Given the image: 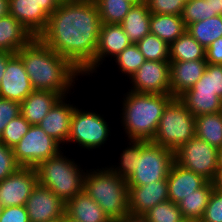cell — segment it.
Here are the masks:
<instances>
[{"instance_id": "cell-29", "label": "cell", "mask_w": 222, "mask_h": 222, "mask_svg": "<svg viewBox=\"0 0 222 222\" xmlns=\"http://www.w3.org/2000/svg\"><path fill=\"white\" fill-rule=\"evenodd\" d=\"M187 32L206 50L215 40L222 37V15L189 24Z\"/></svg>"}, {"instance_id": "cell-52", "label": "cell", "mask_w": 222, "mask_h": 222, "mask_svg": "<svg viewBox=\"0 0 222 222\" xmlns=\"http://www.w3.org/2000/svg\"><path fill=\"white\" fill-rule=\"evenodd\" d=\"M48 222H64V215L59 217V218H56V219H53V220H50Z\"/></svg>"}, {"instance_id": "cell-43", "label": "cell", "mask_w": 222, "mask_h": 222, "mask_svg": "<svg viewBox=\"0 0 222 222\" xmlns=\"http://www.w3.org/2000/svg\"><path fill=\"white\" fill-rule=\"evenodd\" d=\"M0 222H30L25 206L4 207Z\"/></svg>"}, {"instance_id": "cell-22", "label": "cell", "mask_w": 222, "mask_h": 222, "mask_svg": "<svg viewBox=\"0 0 222 222\" xmlns=\"http://www.w3.org/2000/svg\"><path fill=\"white\" fill-rule=\"evenodd\" d=\"M33 38L29 30L12 15L0 18V51L16 54Z\"/></svg>"}, {"instance_id": "cell-13", "label": "cell", "mask_w": 222, "mask_h": 222, "mask_svg": "<svg viewBox=\"0 0 222 222\" xmlns=\"http://www.w3.org/2000/svg\"><path fill=\"white\" fill-rule=\"evenodd\" d=\"M33 91L34 88L20 56L17 53L12 54L8 58L6 70L0 83V98L21 104Z\"/></svg>"}, {"instance_id": "cell-24", "label": "cell", "mask_w": 222, "mask_h": 222, "mask_svg": "<svg viewBox=\"0 0 222 222\" xmlns=\"http://www.w3.org/2000/svg\"><path fill=\"white\" fill-rule=\"evenodd\" d=\"M151 12L146 3L134 4L120 23L132 44H136L150 33Z\"/></svg>"}, {"instance_id": "cell-18", "label": "cell", "mask_w": 222, "mask_h": 222, "mask_svg": "<svg viewBox=\"0 0 222 222\" xmlns=\"http://www.w3.org/2000/svg\"><path fill=\"white\" fill-rule=\"evenodd\" d=\"M131 44L120 24L102 23L95 54V73L99 65L101 66L105 60V57L111 56V59L112 57L115 59Z\"/></svg>"}, {"instance_id": "cell-42", "label": "cell", "mask_w": 222, "mask_h": 222, "mask_svg": "<svg viewBox=\"0 0 222 222\" xmlns=\"http://www.w3.org/2000/svg\"><path fill=\"white\" fill-rule=\"evenodd\" d=\"M20 114V103L0 98V135L5 129V126Z\"/></svg>"}, {"instance_id": "cell-45", "label": "cell", "mask_w": 222, "mask_h": 222, "mask_svg": "<svg viewBox=\"0 0 222 222\" xmlns=\"http://www.w3.org/2000/svg\"><path fill=\"white\" fill-rule=\"evenodd\" d=\"M38 6H41L43 11L50 16L60 5L59 0H34Z\"/></svg>"}, {"instance_id": "cell-25", "label": "cell", "mask_w": 222, "mask_h": 222, "mask_svg": "<svg viewBox=\"0 0 222 222\" xmlns=\"http://www.w3.org/2000/svg\"><path fill=\"white\" fill-rule=\"evenodd\" d=\"M150 33L171 45L187 27L181 15L151 13Z\"/></svg>"}, {"instance_id": "cell-56", "label": "cell", "mask_w": 222, "mask_h": 222, "mask_svg": "<svg viewBox=\"0 0 222 222\" xmlns=\"http://www.w3.org/2000/svg\"><path fill=\"white\" fill-rule=\"evenodd\" d=\"M60 2L73 1V0H59Z\"/></svg>"}, {"instance_id": "cell-23", "label": "cell", "mask_w": 222, "mask_h": 222, "mask_svg": "<svg viewBox=\"0 0 222 222\" xmlns=\"http://www.w3.org/2000/svg\"><path fill=\"white\" fill-rule=\"evenodd\" d=\"M65 213L78 222H112L100 205L83 190L66 203Z\"/></svg>"}, {"instance_id": "cell-28", "label": "cell", "mask_w": 222, "mask_h": 222, "mask_svg": "<svg viewBox=\"0 0 222 222\" xmlns=\"http://www.w3.org/2000/svg\"><path fill=\"white\" fill-rule=\"evenodd\" d=\"M205 48L187 31L170 45V61L205 60Z\"/></svg>"}, {"instance_id": "cell-26", "label": "cell", "mask_w": 222, "mask_h": 222, "mask_svg": "<svg viewBox=\"0 0 222 222\" xmlns=\"http://www.w3.org/2000/svg\"><path fill=\"white\" fill-rule=\"evenodd\" d=\"M213 190V183L207 181L202 187L195 190L193 194L184 197L181 202L178 203L183 218L192 222H200L204 216Z\"/></svg>"}, {"instance_id": "cell-53", "label": "cell", "mask_w": 222, "mask_h": 222, "mask_svg": "<svg viewBox=\"0 0 222 222\" xmlns=\"http://www.w3.org/2000/svg\"><path fill=\"white\" fill-rule=\"evenodd\" d=\"M64 222H78V221H75V220L71 219V218L68 217V216L66 215V213H65V214H64Z\"/></svg>"}, {"instance_id": "cell-51", "label": "cell", "mask_w": 222, "mask_h": 222, "mask_svg": "<svg viewBox=\"0 0 222 222\" xmlns=\"http://www.w3.org/2000/svg\"><path fill=\"white\" fill-rule=\"evenodd\" d=\"M219 169H222V148L219 149Z\"/></svg>"}, {"instance_id": "cell-41", "label": "cell", "mask_w": 222, "mask_h": 222, "mask_svg": "<svg viewBox=\"0 0 222 222\" xmlns=\"http://www.w3.org/2000/svg\"><path fill=\"white\" fill-rule=\"evenodd\" d=\"M200 222H222V193L213 190Z\"/></svg>"}, {"instance_id": "cell-5", "label": "cell", "mask_w": 222, "mask_h": 222, "mask_svg": "<svg viewBox=\"0 0 222 222\" xmlns=\"http://www.w3.org/2000/svg\"><path fill=\"white\" fill-rule=\"evenodd\" d=\"M60 151L36 167L38 184L50 189L65 204L83 190L86 169Z\"/></svg>"}, {"instance_id": "cell-8", "label": "cell", "mask_w": 222, "mask_h": 222, "mask_svg": "<svg viewBox=\"0 0 222 222\" xmlns=\"http://www.w3.org/2000/svg\"><path fill=\"white\" fill-rule=\"evenodd\" d=\"M175 163L213 181L219 170V149L194 136L174 152Z\"/></svg>"}, {"instance_id": "cell-49", "label": "cell", "mask_w": 222, "mask_h": 222, "mask_svg": "<svg viewBox=\"0 0 222 222\" xmlns=\"http://www.w3.org/2000/svg\"><path fill=\"white\" fill-rule=\"evenodd\" d=\"M212 13L222 15V0H211Z\"/></svg>"}, {"instance_id": "cell-19", "label": "cell", "mask_w": 222, "mask_h": 222, "mask_svg": "<svg viewBox=\"0 0 222 222\" xmlns=\"http://www.w3.org/2000/svg\"><path fill=\"white\" fill-rule=\"evenodd\" d=\"M206 182L207 180L201 175L184 169L174 162L167 177L169 200L178 204Z\"/></svg>"}, {"instance_id": "cell-35", "label": "cell", "mask_w": 222, "mask_h": 222, "mask_svg": "<svg viewBox=\"0 0 222 222\" xmlns=\"http://www.w3.org/2000/svg\"><path fill=\"white\" fill-rule=\"evenodd\" d=\"M148 222H184L178 204L170 200L158 203L143 214Z\"/></svg>"}, {"instance_id": "cell-44", "label": "cell", "mask_w": 222, "mask_h": 222, "mask_svg": "<svg viewBox=\"0 0 222 222\" xmlns=\"http://www.w3.org/2000/svg\"><path fill=\"white\" fill-rule=\"evenodd\" d=\"M205 60L207 64L222 65V37L215 40L206 49Z\"/></svg>"}, {"instance_id": "cell-1", "label": "cell", "mask_w": 222, "mask_h": 222, "mask_svg": "<svg viewBox=\"0 0 222 222\" xmlns=\"http://www.w3.org/2000/svg\"><path fill=\"white\" fill-rule=\"evenodd\" d=\"M101 18L94 0L61 2L38 36L58 55L68 59L82 76L95 72Z\"/></svg>"}, {"instance_id": "cell-4", "label": "cell", "mask_w": 222, "mask_h": 222, "mask_svg": "<svg viewBox=\"0 0 222 222\" xmlns=\"http://www.w3.org/2000/svg\"><path fill=\"white\" fill-rule=\"evenodd\" d=\"M83 191L96 201L112 222L129 212V187L126 179L108 167L86 170Z\"/></svg>"}, {"instance_id": "cell-48", "label": "cell", "mask_w": 222, "mask_h": 222, "mask_svg": "<svg viewBox=\"0 0 222 222\" xmlns=\"http://www.w3.org/2000/svg\"><path fill=\"white\" fill-rule=\"evenodd\" d=\"M214 190L222 193V169H219L216 173L215 178L212 181Z\"/></svg>"}, {"instance_id": "cell-50", "label": "cell", "mask_w": 222, "mask_h": 222, "mask_svg": "<svg viewBox=\"0 0 222 222\" xmlns=\"http://www.w3.org/2000/svg\"><path fill=\"white\" fill-rule=\"evenodd\" d=\"M8 0H0V18L9 14Z\"/></svg>"}, {"instance_id": "cell-17", "label": "cell", "mask_w": 222, "mask_h": 222, "mask_svg": "<svg viewBox=\"0 0 222 222\" xmlns=\"http://www.w3.org/2000/svg\"><path fill=\"white\" fill-rule=\"evenodd\" d=\"M206 60L170 61V94L179 98L197 83L206 70Z\"/></svg>"}, {"instance_id": "cell-30", "label": "cell", "mask_w": 222, "mask_h": 222, "mask_svg": "<svg viewBox=\"0 0 222 222\" xmlns=\"http://www.w3.org/2000/svg\"><path fill=\"white\" fill-rule=\"evenodd\" d=\"M179 99L195 116L214 114L222 111V99L217 95L206 93H184Z\"/></svg>"}, {"instance_id": "cell-31", "label": "cell", "mask_w": 222, "mask_h": 222, "mask_svg": "<svg viewBox=\"0 0 222 222\" xmlns=\"http://www.w3.org/2000/svg\"><path fill=\"white\" fill-rule=\"evenodd\" d=\"M185 93H206L222 99V65L207 64L200 80Z\"/></svg>"}, {"instance_id": "cell-38", "label": "cell", "mask_w": 222, "mask_h": 222, "mask_svg": "<svg viewBox=\"0 0 222 222\" xmlns=\"http://www.w3.org/2000/svg\"><path fill=\"white\" fill-rule=\"evenodd\" d=\"M31 124L20 114L11 120L0 135V143L13 148L29 131Z\"/></svg>"}, {"instance_id": "cell-6", "label": "cell", "mask_w": 222, "mask_h": 222, "mask_svg": "<svg viewBox=\"0 0 222 222\" xmlns=\"http://www.w3.org/2000/svg\"><path fill=\"white\" fill-rule=\"evenodd\" d=\"M195 128V116L179 98H173L166 105L151 142L175 152L195 136Z\"/></svg>"}, {"instance_id": "cell-21", "label": "cell", "mask_w": 222, "mask_h": 222, "mask_svg": "<svg viewBox=\"0 0 222 222\" xmlns=\"http://www.w3.org/2000/svg\"><path fill=\"white\" fill-rule=\"evenodd\" d=\"M61 98L56 92L34 90L20 104L21 115L31 125H38Z\"/></svg>"}, {"instance_id": "cell-2", "label": "cell", "mask_w": 222, "mask_h": 222, "mask_svg": "<svg viewBox=\"0 0 222 222\" xmlns=\"http://www.w3.org/2000/svg\"><path fill=\"white\" fill-rule=\"evenodd\" d=\"M20 56L34 90L52 91L68 96L75 79L82 75L68 59L58 55L39 37H34L22 47Z\"/></svg>"}, {"instance_id": "cell-27", "label": "cell", "mask_w": 222, "mask_h": 222, "mask_svg": "<svg viewBox=\"0 0 222 222\" xmlns=\"http://www.w3.org/2000/svg\"><path fill=\"white\" fill-rule=\"evenodd\" d=\"M195 136L217 149L222 148V111L195 117Z\"/></svg>"}, {"instance_id": "cell-32", "label": "cell", "mask_w": 222, "mask_h": 222, "mask_svg": "<svg viewBox=\"0 0 222 222\" xmlns=\"http://www.w3.org/2000/svg\"><path fill=\"white\" fill-rule=\"evenodd\" d=\"M102 23L120 24L131 7L134 5L128 0H94Z\"/></svg>"}, {"instance_id": "cell-34", "label": "cell", "mask_w": 222, "mask_h": 222, "mask_svg": "<svg viewBox=\"0 0 222 222\" xmlns=\"http://www.w3.org/2000/svg\"><path fill=\"white\" fill-rule=\"evenodd\" d=\"M129 147L125 148L120 155L119 165L109 167L116 175L128 179L135 170L136 159L141 155V140H128ZM116 168H115V167Z\"/></svg>"}, {"instance_id": "cell-40", "label": "cell", "mask_w": 222, "mask_h": 222, "mask_svg": "<svg viewBox=\"0 0 222 222\" xmlns=\"http://www.w3.org/2000/svg\"><path fill=\"white\" fill-rule=\"evenodd\" d=\"M20 167L21 165L16 161L13 148L0 143V182Z\"/></svg>"}, {"instance_id": "cell-15", "label": "cell", "mask_w": 222, "mask_h": 222, "mask_svg": "<svg viewBox=\"0 0 222 222\" xmlns=\"http://www.w3.org/2000/svg\"><path fill=\"white\" fill-rule=\"evenodd\" d=\"M128 187L129 213L143 215L158 203L169 200L167 179Z\"/></svg>"}, {"instance_id": "cell-54", "label": "cell", "mask_w": 222, "mask_h": 222, "mask_svg": "<svg viewBox=\"0 0 222 222\" xmlns=\"http://www.w3.org/2000/svg\"><path fill=\"white\" fill-rule=\"evenodd\" d=\"M128 1L132 2L133 4H139L145 2V0H128Z\"/></svg>"}, {"instance_id": "cell-47", "label": "cell", "mask_w": 222, "mask_h": 222, "mask_svg": "<svg viewBox=\"0 0 222 222\" xmlns=\"http://www.w3.org/2000/svg\"><path fill=\"white\" fill-rule=\"evenodd\" d=\"M11 55H12V53H10V52L0 51V83H1L2 77L4 76V72L6 70L8 58Z\"/></svg>"}, {"instance_id": "cell-46", "label": "cell", "mask_w": 222, "mask_h": 222, "mask_svg": "<svg viewBox=\"0 0 222 222\" xmlns=\"http://www.w3.org/2000/svg\"><path fill=\"white\" fill-rule=\"evenodd\" d=\"M117 222H148V220L142 214H133L128 212L121 220Z\"/></svg>"}, {"instance_id": "cell-16", "label": "cell", "mask_w": 222, "mask_h": 222, "mask_svg": "<svg viewBox=\"0 0 222 222\" xmlns=\"http://www.w3.org/2000/svg\"><path fill=\"white\" fill-rule=\"evenodd\" d=\"M66 98L67 96L62 97L38 124L49 136L62 145L65 142L67 144L71 119L76 108L75 105L68 103Z\"/></svg>"}, {"instance_id": "cell-37", "label": "cell", "mask_w": 222, "mask_h": 222, "mask_svg": "<svg viewBox=\"0 0 222 222\" xmlns=\"http://www.w3.org/2000/svg\"><path fill=\"white\" fill-rule=\"evenodd\" d=\"M120 71L131 78L146 61L136 44L126 47L115 59Z\"/></svg>"}, {"instance_id": "cell-7", "label": "cell", "mask_w": 222, "mask_h": 222, "mask_svg": "<svg viewBox=\"0 0 222 222\" xmlns=\"http://www.w3.org/2000/svg\"><path fill=\"white\" fill-rule=\"evenodd\" d=\"M174 160V152L151 141L141 140V155L135 170L126 180L128 186H143L167 179Z\"/></svg>"}, {"instance_id": "cell-9", "label": "cell", "mask_w": 222, "mask_h": 222, "mask_svg": "<svg viewBox=\"0 0 222 222\" xmlns=\"http://www.w3.org/2000/svg\"><path fill=\"white\" fill-rule=\"evenodd\" d=\"M39 125H31L29 131L13 147L16 161L21 167H36L56 156L62 146Z\"/></svg>"}, {"instance_id": "cell-3", "label": "cell", "mask_w": 222, "mask_h": 222, "mask_svg": "<svg viewBox=\"0 0 222 222\" xmlns=\"http://www.w3.org/2000/svg\"><path fill=\"white\" fill-rule=\"evenodd\" d=\"M122 98V125L128 140L152 141L171 94H140L128 90Z\"/></svg>"}, {"instance_id": "cell-39", "label": "cell", "mask_w": 222, "mask_h": 222, "mask_svg": "<svg viewBox=\"0 0 222 222\" xmlns=\"http://www.w3.org/2000/svg\"><path fill=\"white\" fill-rule=\"evenodd\" d=\"M145 3L154 14L182 15L186 0H145Z\"/></svg>"}, {"instance_id": "cell-14", "label": "cell", "mask_w": 222, "mask_h": 222, "mask_svg": "<svg viewBox=\"0 0 222 222\" xmlns=\"http://www.w3.org/2000/svg\"><path fill=\"white\" fill-rule=\"evenodd\" d=\"M65 203L50 189L37 184L25 204L30 222H48L65 214Z\"/></svg>"}, {"instance_id": "cell-11", "label": "cell", "mask_w": 222, "mask_h": 222, "mask_svg": "<svg viewBox=\"0 0 222 222\" xmlns=\"http://www.w3.org/2000/svg\"><path fill=\"white\" fill-rule=\"evenodd\" d=\"M170 62L146 60L129 78L130 91L140 94H170Z\"/></svg>"}, {"instance_id": "cell-10", "label": "cell", "mask_w": 222, "mask_h": 222, "mask_svg": "<svg viewBox=\"0 0 222 222\" xmlns=\"http://www.w3.org/2000/svg\"><path fill=\"white\" fill-rule=\"evenodd\" d=\"M109 125L106 120L96 112L75 108L71 119L70 135L67 143H78L81 148H100L108 140Z\"/></svg>"}, {"instance_id": "cell-55", "label": "cell", "mask_w": 222, "mask_h": 222, "mask_svg": "<svg viewBox=\"0 0 222 222\" xmlns=\"http://www.w3.org/2000/svg\"><path fill=\"white\" fill-rule=\"evenodd\" d=\"M3 208H4L3 205L0 203V216L2 214Z\"/></svg>"}, {"instance_id": "cell-12", "label": "cell", "mask_w": 222, "mask_h": 222, "mask_svg": "<svg viewBox=\"0 0 222 222\" xmlns=\"http://www.w3.org/2000/svg\"><path fill=\"white\" fill-rule=\"evenodd\" d=\"M38 184L34 167H20L0 182V203L3 207L25 206Z\"/></svg>"}, {"instance_id": "cell-20", "label": "cell", "mask_w": 222, "mask_h": 222, "mask_svg": "<svg viewBox=\"0 0 222 222\" xmlns=\"http://www.w3.org/2000/svg\"><path fill=\"white\" fill-rule=\"evenodd\" d=\"M9 14L38 37L47 27L49 16L34 0H8Z\"/></svg>"}, {"instance_id": "cell-36", "label": "cell", "mask_w": 222, "mask_h": 222, "mask_svg": "<svg viewBox=\"0 0 222 222\" xmlns=\"http://www.w3.org/2000/svg\"><path fill=\"white\" fill-rule=\"evenodd\" d=\"M181 16L187 27L217 15L212 13L211 0H186Z\"/></svg>"}, {"instance_id": "cell-33", "label": "cell", "mask_w": 222, "mask_h": 222, "mask_svg": "<svg viewBox=\"0 0 222 222\" xmlns=\"http://www.w3.org/2000/svg\"><path fill=\"white\" fill-rule=\"evenodd\" d=\"M136 45L146 60L170 62V45L156 35L149 33Z\"/></svg>"}]
</instances>
